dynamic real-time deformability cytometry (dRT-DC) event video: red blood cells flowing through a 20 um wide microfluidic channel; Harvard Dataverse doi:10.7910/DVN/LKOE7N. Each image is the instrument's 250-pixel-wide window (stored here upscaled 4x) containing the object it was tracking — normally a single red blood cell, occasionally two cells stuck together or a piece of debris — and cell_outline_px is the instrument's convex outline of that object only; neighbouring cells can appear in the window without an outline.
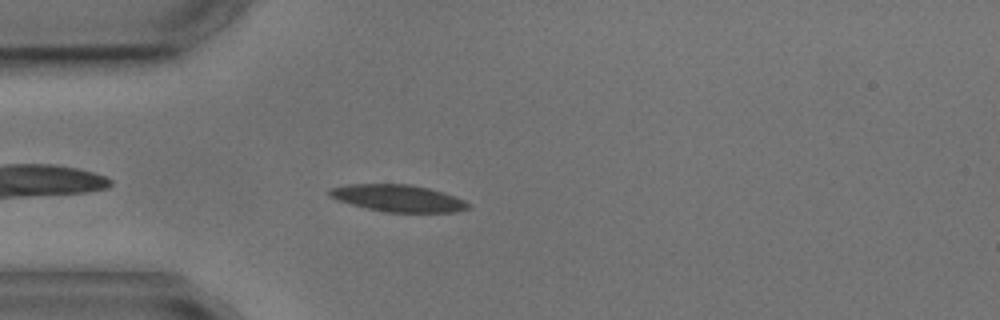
{"species": "common noctule bat (a hibernating species)", "species_latin": "Nyctalus noctula", "temperature_condition": "cold", "stored_images_in_passage": 4, "camera_frame_rate_fps": 3000, "um_per_image_px": 0.085, "animal": {"sex": "male", "body_mass_g": 17.9, "forearm_length_mm": 54.2}, "frame": {"image": 1, "passage_image": 4, "time_ms": 3.333, "image_size_px": [1000, 320], "cell_outline_px": [[472, 204], [468, 208], [456, 212], [384, 212], [352, 204], [328, 196], [328, 188], [348, 184], [408, 184], [428, 188], [444, 192], [464, 200]], "centroid_in_image_um": [33.84, 16.84], "position_along_channel_um": 51.2, "area_um2": 21.73}}